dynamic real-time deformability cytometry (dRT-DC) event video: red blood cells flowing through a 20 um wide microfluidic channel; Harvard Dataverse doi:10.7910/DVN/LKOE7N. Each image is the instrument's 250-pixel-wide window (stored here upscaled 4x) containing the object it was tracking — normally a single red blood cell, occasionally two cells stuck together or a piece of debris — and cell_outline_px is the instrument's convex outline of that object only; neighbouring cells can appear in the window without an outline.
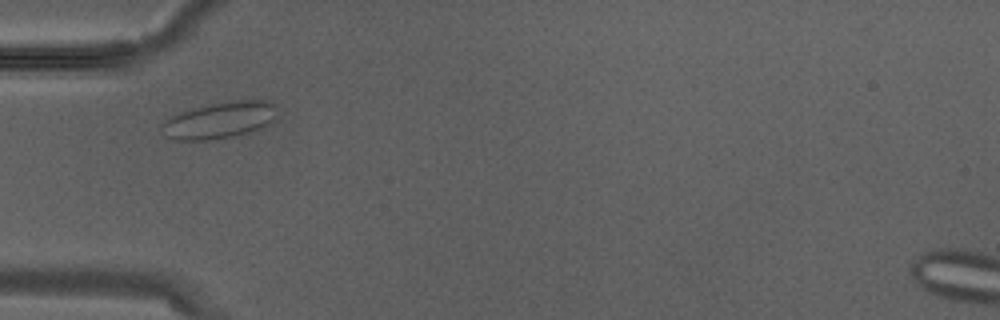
{"species": "Egyptian fruit bat (a non-hibernating species)", "species_latin": "Rousettus aegyptiacus", "temperature_condition": "warm", "stored_images_in_passage": 1, "camera_frame_rate_fps": 3000, "um_per_image_px": 0.085, "animal": {"sex": "male"}, "frame": {"image": 1, "passage_image": 1, "time_ms": 0.0, "image_size_px": [1000, 320], "cell_outline_px": [[276, 116], [264, 128], [252, 132], [212, 140], [176, 140], [164, 136], [164, 120], [180, 112], [212, 104], [232, 100], [272, 100], [276, 104]], "centroid_in_image_um": [18.74, 10.22], "position_along_channel_um": 66.3, "area_um2": 24.57}}